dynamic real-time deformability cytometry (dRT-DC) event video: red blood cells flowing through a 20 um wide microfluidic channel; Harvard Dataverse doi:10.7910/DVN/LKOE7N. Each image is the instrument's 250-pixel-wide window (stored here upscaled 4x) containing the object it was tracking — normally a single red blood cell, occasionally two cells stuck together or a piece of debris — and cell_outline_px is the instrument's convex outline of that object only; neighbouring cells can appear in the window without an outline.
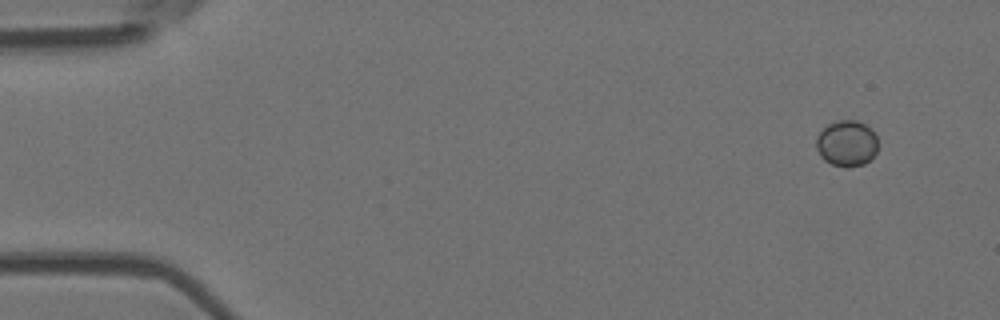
{"species": "Egyptian fruit bat (a non-hibernating species)", "species_latin": "Rousettus aegyptiacus", "temperature_condition": "room temperature", "stored_images_in_passage": 4, "camera_frame_rate_fps": 3000, "um_per_image_px": 0.085, "animal": {"sex": "female"}, "frame": {"image": 1, "passage_image": 1, "time_ms": 0.0, "image_size_px": [1000, 320], "cell_outline_px": [[876, 152], [864, 164], [848, 168], [844, 168], [832, 164], [824, 160], [820, 156], [816, 148], [816, 136], [828, 124], [840, 120], [856, 120], [872, 128], [876, 132]], "centroid_in_image_um": [71.96, 12.19], "position_along_channel_um": 13.0, "area_um2": 16.65}}